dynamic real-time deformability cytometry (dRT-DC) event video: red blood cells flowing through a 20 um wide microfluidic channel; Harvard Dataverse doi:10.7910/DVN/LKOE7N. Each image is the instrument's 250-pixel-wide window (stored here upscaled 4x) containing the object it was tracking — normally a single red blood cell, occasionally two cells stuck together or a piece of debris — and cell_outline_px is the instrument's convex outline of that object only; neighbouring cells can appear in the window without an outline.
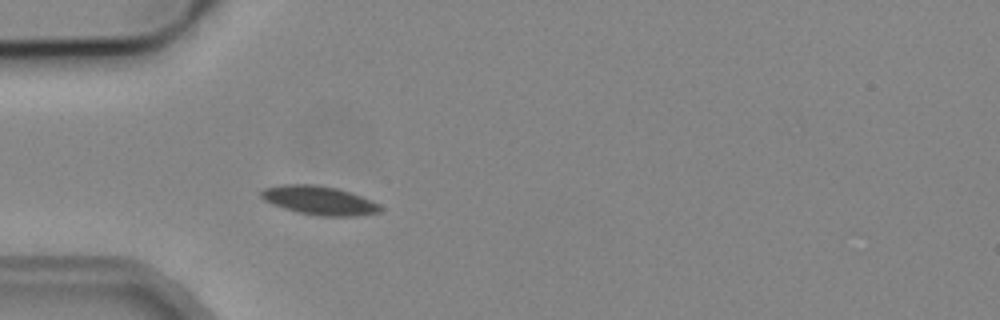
{"species": "common noctule bat (a hibernating species)", "species_latin": "Nyctalus noctula", "temperature_condition": "cold", "stored_images_in_passage": 3, "camera_frame_rate_fps": 3000, "um_per_image_px": 0.085, "animal": {"sex": "male", "body_mass_g": 19.2, "forearm_length_mm": 51.8}, "frame": {"image": 1, "passage_image": 3, "time_ms": 2.333, "image_size_px": [1000, 320], "cell_outline_px": [[384, 208], [380, 212], [356, 216], [316, 216], [284, 208], [272, 204], [264, 200], [260, 196], [260, 192], [264, 188], [280, 184], [316, 184], [336, 188], [372, 200], [380, 204]], "centroid_in_image_um": [27.13, 17.03], "position_along_channel_um": 57.9, "area_um2": 20.06}}